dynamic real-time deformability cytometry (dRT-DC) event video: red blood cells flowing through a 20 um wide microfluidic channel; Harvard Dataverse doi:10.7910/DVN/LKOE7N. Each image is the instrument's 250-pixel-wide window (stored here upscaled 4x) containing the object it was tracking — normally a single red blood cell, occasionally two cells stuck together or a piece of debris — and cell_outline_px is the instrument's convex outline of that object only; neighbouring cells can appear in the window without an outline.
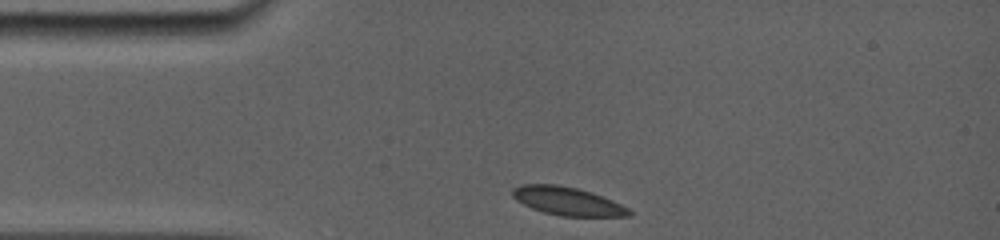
{"species": "common noctule bat (a hibernating species)", "species_latin": "Nyctalus noctula", "temperature_condition": "room temperature", "stored_images_in_passage": 44, "camera_frame_rate_fps": 5000, "um_per_image_px": 0.085, "animal": {"sex": "female", "body_mass_g": 19.0, "forearm_length_mm": 56.7}, "frame": {"image": 1, "passage_image": 1, "time_ms": 0.0, "image_size_px": [1000, 240], "cell_outline_px": [[632, 216], [560, 216], [544, 212], [532, 208], [516, 200], [512, 196], [512, 188], [520, 184], [556, 184], [576, 188], [592, 192], [612, 200], [628, 208], [632, 212]], "centroid_in_image_um": [48.22, 17.09], "position_along_channel_um": 36.8, "area_um2": 19.19}}
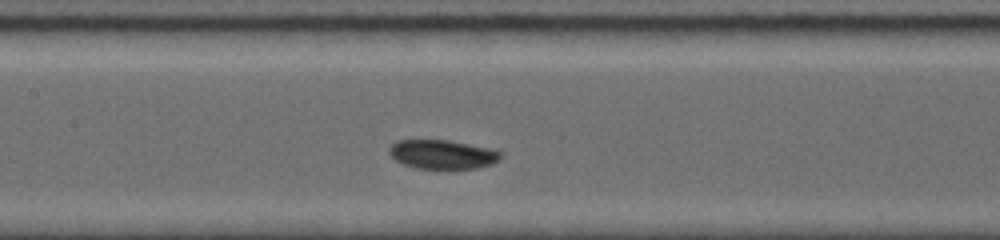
{"frame": {"image": 2, "passage_image": 19, "time_ms": 4.2, "image_size_px": [1000, 240], "cell_outline_px": [[504, 152], [492, 164], [476, 168], [416, 168], [404, 164], [396, 160], [388, 152], [388, 148], [396, 140], [448, 140], [488, 148]], "centroid_in_image_um": [37.57, 13.11], "position_along_channel_um": 169.8, "area_um2": 18.61}}
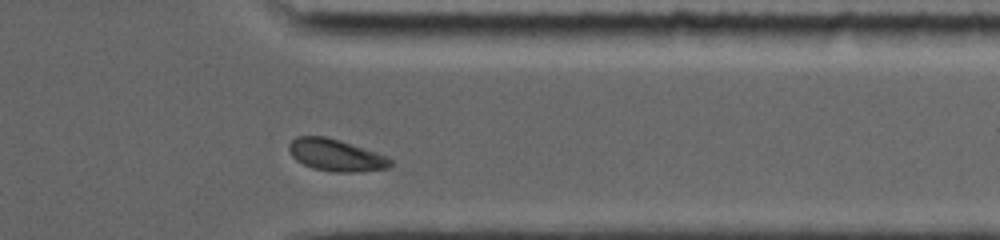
{"frame": {"image": 3, "passage_image": 37, "time_ms": 9.8, "image_size_px": [1000, 240], "cell_outline_px": [[392, 164], [388, 168], [356, 172], [332, 172], [312, 168], [296, 160], [292, 156], [288, 148], [288, 144], [296, 136], [324, 136], [340, 140], [388, 156], [392, 160]], "centroid_in_image_um": [28.55, 13.19], "position_along_channel_um": 382.9, "area_um2": 18.96}}